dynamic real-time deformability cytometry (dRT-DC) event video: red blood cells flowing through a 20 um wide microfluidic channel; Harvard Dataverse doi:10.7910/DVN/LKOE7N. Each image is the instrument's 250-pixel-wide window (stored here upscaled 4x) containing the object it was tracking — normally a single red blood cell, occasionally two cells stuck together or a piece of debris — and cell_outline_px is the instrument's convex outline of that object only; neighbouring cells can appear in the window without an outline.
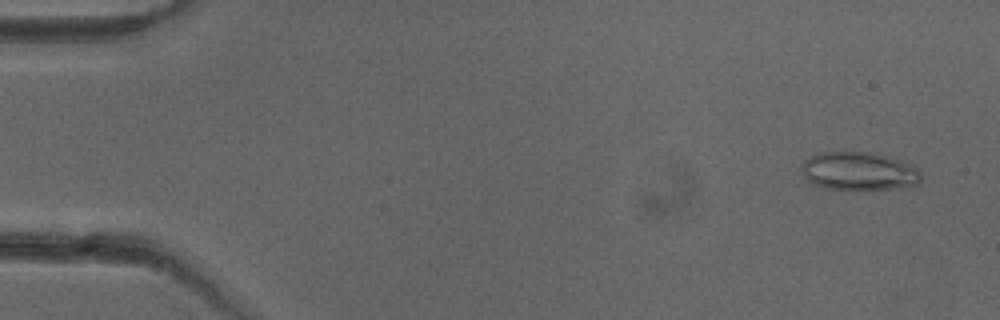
{"species": "common noctule bat (a hibernating species)", "species_latin": "Nyctalus noctula", "temperature_condition": "cold", "stored_images_in_passage": 52, "camera_frame_rate_fps": 3000, "um_per_image_px": 0.085, "animal": {"sex": "female"}, "frame": {"image": 1, "passage_image": 3, "time_ms": 0.667, "image_size_px": [1000, 320], "cell_outline_px": [[920, 180], [916, 184], [892, 188], [856, 192], [824, 188], [812, 184], [804, 176], [800, 168], [800, 164], [808, 156], [816, 152], [872, 152], [888, 156], [912, 164], [920, 172]], "centroid_in_image_um": [72.93, 14.56], "position_along_channel_um": 12.1, "area_um2": 27.46}}
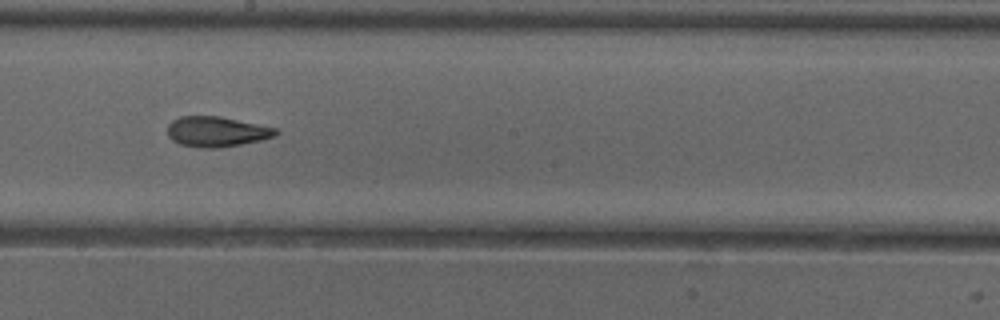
{"frame": {"image": 2, "passage_image": 29, "time_ms": 9.333, "image_size_px": [1000, 320], "cell_outline_px": [[280, 132], [276, 136], [260, 140], [240, 144], [216, 148], [200, 148], [180, 144], [172, 140], [168, 136], [168, 124], [172, 120], [180, 116], [220, 116], [276, 128]], "centroid_in_image_um": [18.4, 11.19], "position_along_channel_um": 229.8, "area_um2": 19.07}}
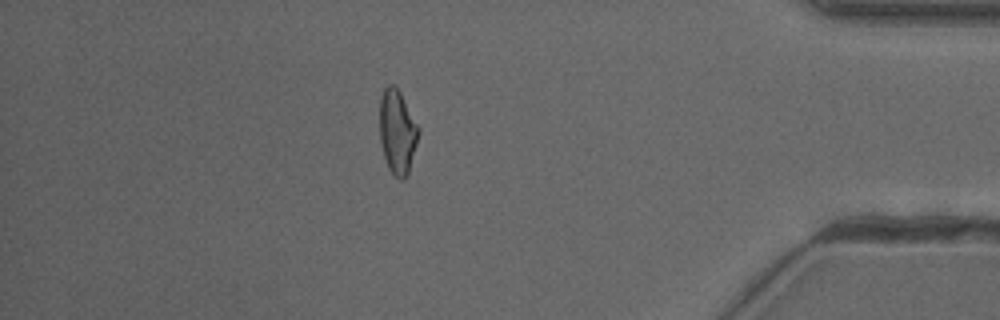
{"frame": {"image": 3, "passage_image": 45, "time_ms": 14.667, "image_size_px": [1000, 320], "cell_outline_px": [[420, 132], [408, 176], [404, 180], [400, 180], [388, 168], [384, 156], [380, 140], [380, 96], [384, 88], [388, 84], [396, 84], [420, 128]], "centroid_in_image_um": [33.79, 11.19], "position_along_channel_um": 401.4, "area_um2": 19.36}, "authors_computed_cell_mechanics": {"area_um2": 19.5942, "velocity_mm_per_s": 3.9791, "shape_relaxation_time_tau1_ms": null, "shape_relaxation_time_tau2_ms": 2.2259, "deformation_change_tau1": null, "deformation_change_tau2": 0.0854}}